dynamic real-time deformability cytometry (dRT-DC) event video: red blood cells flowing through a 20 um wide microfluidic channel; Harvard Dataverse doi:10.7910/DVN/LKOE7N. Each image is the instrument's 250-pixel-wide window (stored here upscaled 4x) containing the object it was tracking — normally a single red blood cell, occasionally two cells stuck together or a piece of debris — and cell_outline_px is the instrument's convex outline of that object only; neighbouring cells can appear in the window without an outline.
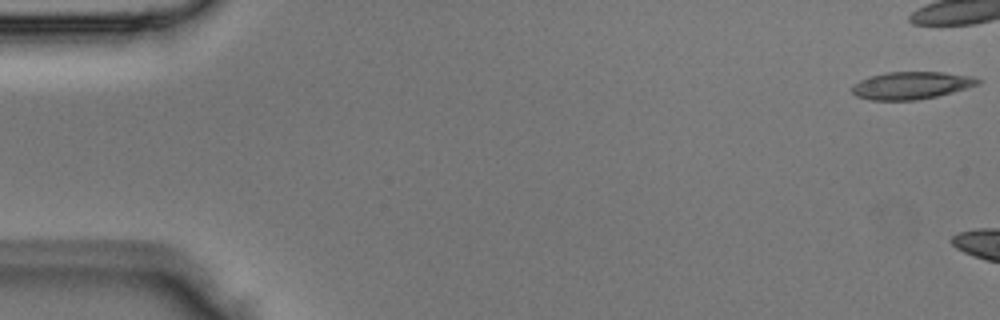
{"species": "Egyptian fruit bat (a non-hibernating species)", "species_latin": "Rousettus aegyptiacus", "temperature_condition": "room temperature", "stored_images_in_passage": 5, "camera_frame_rate_fps": 3000, "um_per_image_px": 0.085, "animal": {"sex": "male"}, "frame": {"image": 1, "passage_image": 1, "time_ms": 0.0, "image_size_px": [1000, 320], "cell_outline_px": [[980, 84], [952, 92], [936, 96], [916, 100], [872, 100], [856, 96], [852, 92], [852, 84], [860, 80], [872, 76], [888, 72], [944, 72], [972, 76], [980, 80]], "centroid_in_image_um": [77.45, 7.26], "position_along_channel_um": 7.5, "area_um2": 20.0}}